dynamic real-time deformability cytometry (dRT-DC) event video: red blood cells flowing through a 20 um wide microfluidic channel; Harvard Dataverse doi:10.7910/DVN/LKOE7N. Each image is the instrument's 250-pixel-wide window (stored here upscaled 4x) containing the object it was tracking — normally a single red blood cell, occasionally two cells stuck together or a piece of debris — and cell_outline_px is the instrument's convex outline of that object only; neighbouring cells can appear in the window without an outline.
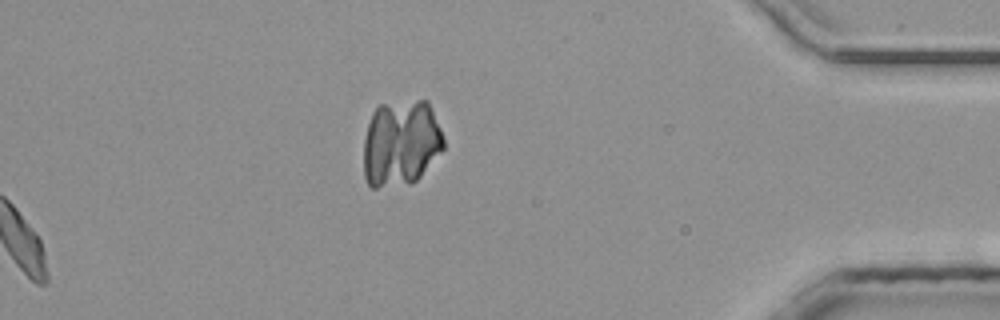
{"species": "common noctule bat (a hibernating species)", "species_latin": "Nyctalus noctula", "temperature_condition": "room temperature", "stored_images_in_passage": 34, "segment_of_instrument_passage": [2, 2], "camera_frame_rate_fps": 3000, "um_per_image_px": 0.085, "animal": {"sex": "male", "body_mass_g": 20.4}, "frame": {"image": 1, "passage_image": 34, "time_ms": 11.0, "image_size_px": [1000, 320], "cell_outline_px": [[444, 148], [420, 176], [416, 180], [408, 184], [376, 188], [372, 188], [368, 184], [364, 176], [364, 140], [368, 124], [372, 112], [380, 104], [416, 100], [428, 100], [440, 128], [444, 140]], "centroid_in_image_um": [34.06, 12.16], "position_along_channel_um": 401.1, "area_um2": 40.34}}